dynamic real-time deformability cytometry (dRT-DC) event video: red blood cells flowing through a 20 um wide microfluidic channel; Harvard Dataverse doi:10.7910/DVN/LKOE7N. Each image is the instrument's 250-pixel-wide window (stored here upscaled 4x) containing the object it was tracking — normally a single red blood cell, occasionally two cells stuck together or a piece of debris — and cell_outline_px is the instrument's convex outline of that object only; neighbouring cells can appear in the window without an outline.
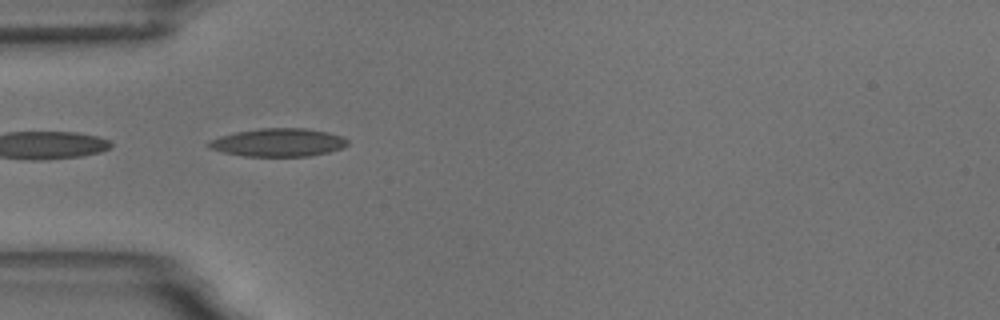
{"species": "common noctule bat (a hibernating species)", "species_latin": "Nyctalus noctula", "temperature_condition": "room temperature", "stored_images_in_passage": 2, "camera_frame_rate_fps": 3000, "um_per_image_px": 0.085, "animal": {"sex": "male", "body_mass_g": 18.8}, "frame": {"image": 1, "passage_image": 1, "time_ms": 0.0, "image_size_px": [1000, 320], "cell_outline_px": [[348, 144], [340, 148], [328, 152], [308, 156], [244, 156], [224, 152], [208, 148], [208, 140], [220, 136], [236, 132], [260, 128], [304, 128], [328, 132], [344, 136], [348, 140]], "centroid_in_image_um": [23.65, 12.1], "position_along_channel_um": 61.4, "area_um2": 22.72}}